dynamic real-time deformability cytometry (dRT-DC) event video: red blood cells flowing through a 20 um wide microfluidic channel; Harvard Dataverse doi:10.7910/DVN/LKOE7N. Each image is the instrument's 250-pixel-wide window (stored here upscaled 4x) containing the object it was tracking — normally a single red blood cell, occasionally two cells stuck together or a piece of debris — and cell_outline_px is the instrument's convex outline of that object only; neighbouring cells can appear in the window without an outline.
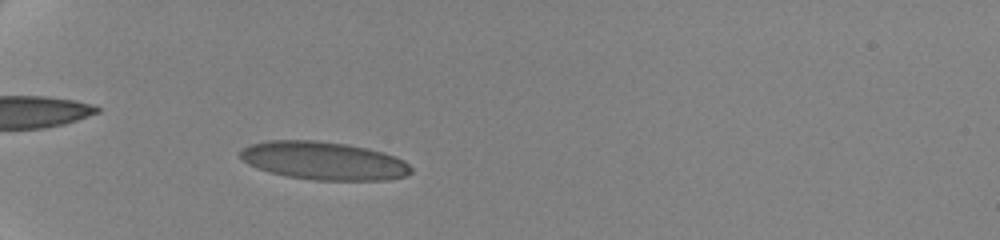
{"species": "human", "species_latin": "Homo sapiens", "temperature_condition": "cold", "stored_images_in_passage": 20, "camera_frame_rate_fps": 3000, "um_per_image_px": 0.085, "donor": {"sex": "female"}, "frame": {"image": 1, "passage_image": 12, "time_ms": 4.667, "image_size_px": [1000, 240], "cell_outline_px": [[412, 172], [404, 176], [388, 180], [316, 180], [288, 176], [268, 172], [256, 168], [240, 160], [240, 152], [244, 148], [252, 144], [268, 140], [316, 140], [348, 144], [368, 148], [396, 156], [404, 160], [412, 168]], "centroid_in_image_um": [27.52, 13.66], "position_along_channel_um": 57.5, "area_um2": 38.09}}
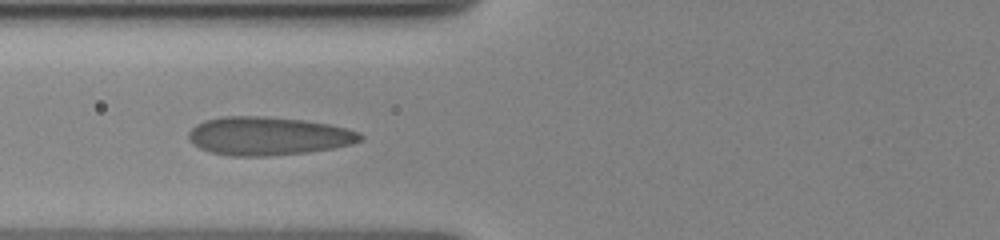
{"frame": {"image": 2, "passage_image": 17, "time_ms": 6.667, "image_size_px": [1000, 240], "cell_outline_px": [[364, 140], [352, 144], [332, 148], [308, 152], [268, 156], [232, 156], [208, 152], [192, 144], [188, 140], [188, 132], [196, 124], [204, 120], [224, 116], [264, 116], [304, 120], [328, 124], [360, 132], [364, 136]], "centroid_in_image_um": [22.77, 11.56], "position_along_channel_um": 103.0, "area_um2": 38.67}}
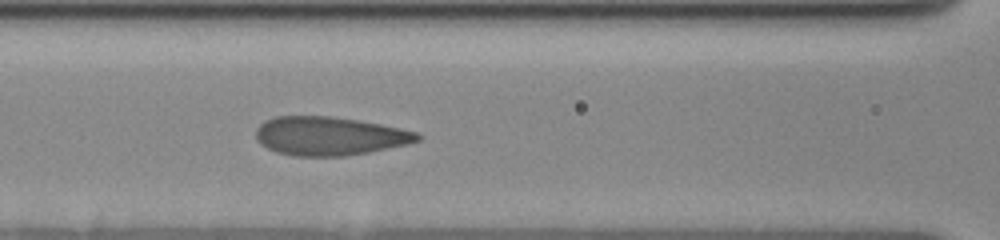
{"frame": {"image": 3, "passage_image": 20, "time_ms": 7.667, "image_size_px": [1000, 240], "cell_outline_px": [[424, 136], [420, 140], [408, 144], [368, 152], [344, 156], [296, 156], [276, 152], [260, 144], [256, 140], [256, 128], [264, 120], [276, 116], [332, 116], [380, 124], [420, 132]], "centroid_in_image_um": [28.01, 11.56], "position_along_channel_um": 138.6, "area_um2": 36.53}}